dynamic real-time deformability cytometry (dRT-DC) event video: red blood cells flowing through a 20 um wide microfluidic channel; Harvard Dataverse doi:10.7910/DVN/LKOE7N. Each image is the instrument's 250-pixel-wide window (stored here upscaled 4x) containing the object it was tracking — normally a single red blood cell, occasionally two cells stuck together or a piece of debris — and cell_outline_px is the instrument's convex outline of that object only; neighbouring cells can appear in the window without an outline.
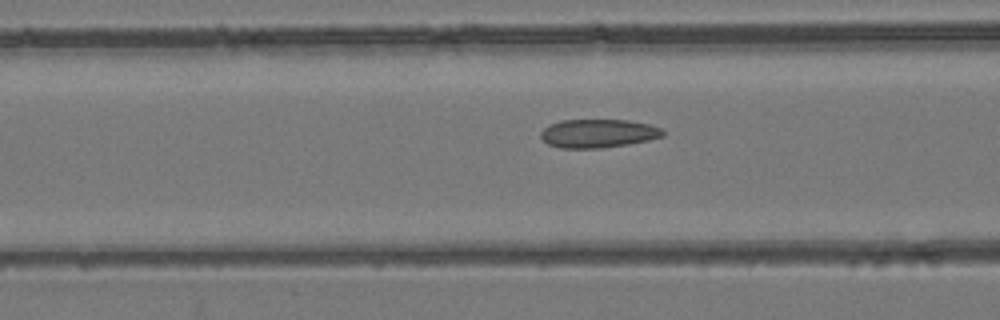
{"species": "common noctule bat (a hibernating species)", "species_latin": "Nyctalus noctula", "temperature_condition": "room temperature", "stored_images_in_passage": 41, "camera_frame_rate_fps": 3000, "um_per_image_px": 0.085, "animal": {"sex": "female", "body_mass_g": 24.6, "forearm_length_mm": 56.2}, "frame": {"image": 1, "passage_image": 9, "time_ms": 2.667, "image_size_px": [1000, 320], "cell_outline_px": [[664, 136], [648, 140], [628, 144], [600, 148], [560, 148], [548, 144], [540, 136], [540, 132], [544, 128], [560, 120], [628, 120], [648, 124], [664, 128]], "centroid_in_image_um": [50.86, 11.34], "position_along_channel_um": 115.7, "area_um2": 20.29}}
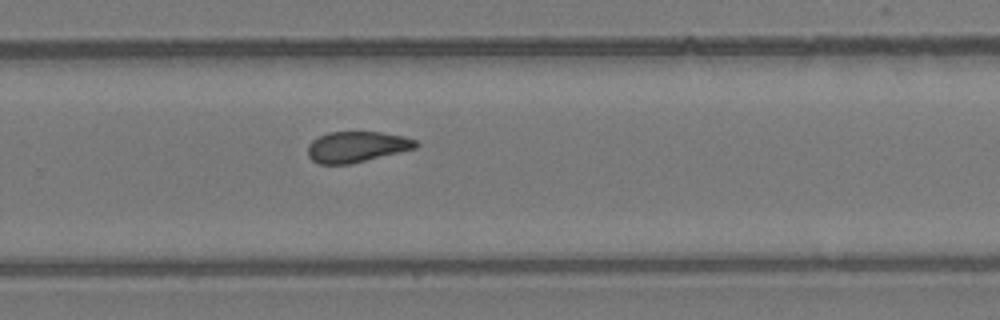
{"frame": {"image": 2, "passage_image": 23, "time_ms": 7.333, "image_size_px": [1000, 320], "cell_outline_px": [[420, 144], [416, 148], [348, 164], [316, 164], [308, 156], [308, 144], [312, 140], [328, 132], [380, 132], [404, 136], [416, 140]], "centroid_in_image_um": [30.3, 12.47], "position_along_channel_um": 299.5, "area_um2": 19.31}}
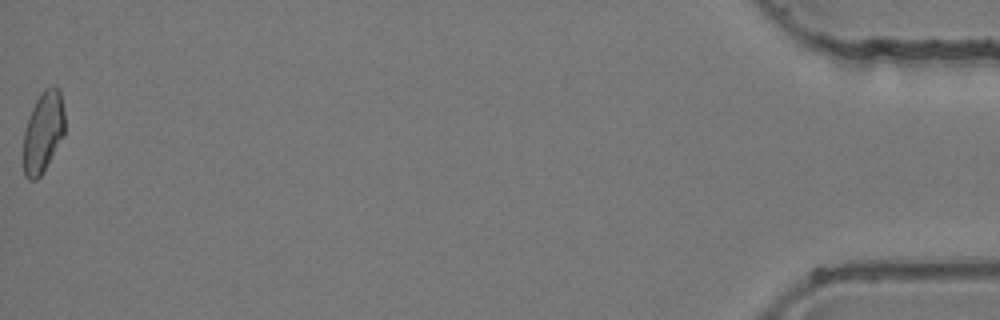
{"frame": {"image": 3, "passage_image": 41, "time_ms": 13.333, "image_size_px": [1000, 320], "cell_outline_px": [[64, 136], [40, 176], [36, 180], [28, 180], [24, 176], [24, 132], [32, 108], [36, 100], [44, 88], [52, 84], [60, 88], [64, 112]], "centroid_in_image_um": [3.68, 11.19], "position_along_channel_um": 431.5, "area_um2": 19.54}, "authors_computed_cell_mechanics": {"area_um2": 20.0566, "velocity_mm_per_s": 3.9413, "shape_relaxation_time_tau1_ms": null, "shape_relaxation_time_tau2_ms": 2.4881, "deformation_change_tau1": null, "deformation_change_tau2": 0.0752}}